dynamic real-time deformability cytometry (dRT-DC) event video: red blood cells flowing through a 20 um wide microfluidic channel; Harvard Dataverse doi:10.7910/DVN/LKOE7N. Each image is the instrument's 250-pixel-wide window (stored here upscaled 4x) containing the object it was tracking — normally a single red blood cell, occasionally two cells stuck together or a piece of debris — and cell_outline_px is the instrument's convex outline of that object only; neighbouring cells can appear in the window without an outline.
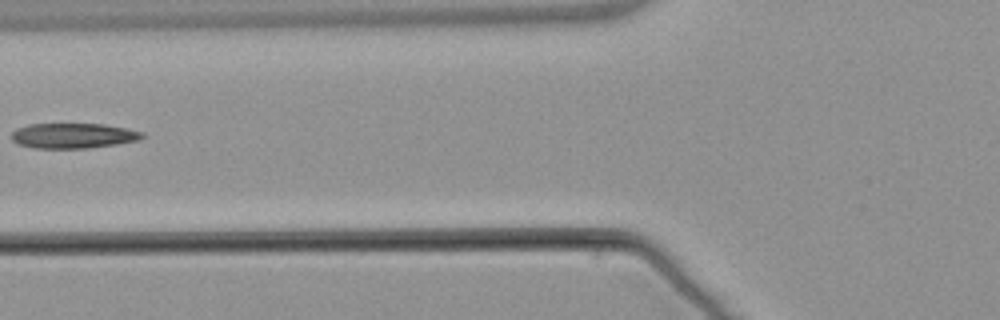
{"species": "common noctule bat (a hibernating species)", "species_latin": "Nyctalus noctula", "temperature_condition": "warm", "stored_images_in_passage": 8, "camera_frame_rate_fps": 3000, "um_per_image_px": 0.085, "animal": {"sex": "male", "body_mass_g": 21.5, "forearm_length_mm": 52.0}, "frame": {"image": 1, "passage_image": 8, "time_ms": 9.333, "image_size_px": [1000, 320], "cell_outline_px": [[144, 136], [140, 140], [116, 144], [88, 148], [32, 148], [16, 144], [12, 140], [12, 132], [16, 128], [28, 124], [104, 124], [128, 128], [144, 132]], "centroid_in_image_um": [6.22, 11.53], "position_along_channel_um": 119.6, "area_um2": 19.36}}